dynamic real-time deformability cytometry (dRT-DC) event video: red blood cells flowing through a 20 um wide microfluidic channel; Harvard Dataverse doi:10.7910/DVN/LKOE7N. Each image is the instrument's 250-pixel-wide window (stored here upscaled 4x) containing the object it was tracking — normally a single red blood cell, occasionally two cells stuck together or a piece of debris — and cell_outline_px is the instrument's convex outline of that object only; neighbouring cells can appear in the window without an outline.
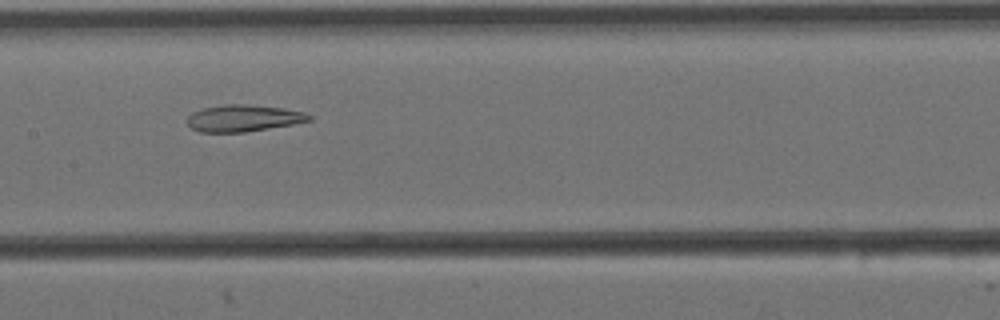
{"species": "Egyptian fruit bat (a non-hibernating species)", "species_latin": "Rousettus aegyptiacus", "temperature_condition": "cold", "stored_images_in_passage": 8, "camera_frame_rate_fps": 3000, "um_per_image_px": 0.085, "animal": {"sex": "female"}, "frame": {"image": 1, "passage_image": 7, "time_ms": 2.0, "image_size_px": [1000, 320], "cell_outline_px": [[312, 120], [292, 124], [244, 132], [200, 132], [192, 128], [188, 124], [188, 116], [192, 112], [200, 108], [224, 104], [244, 104], [284, 108], [304, 112], [312, 116]], "centroid_in_image_um": [20.67, 10.03], "position_along_channel_um": 186.7, "area_um2": 18.96}}
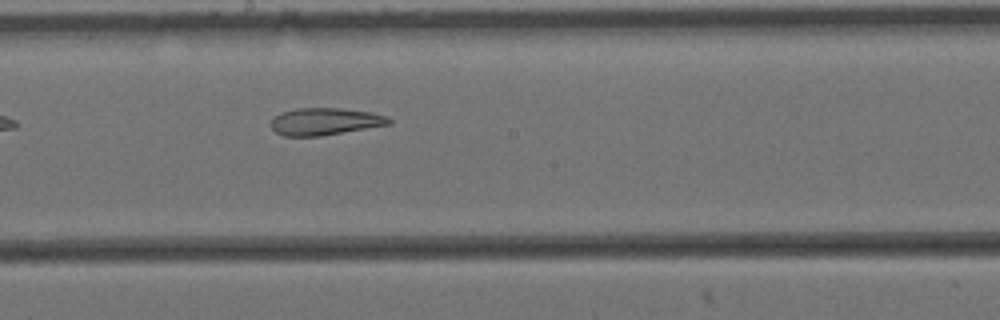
{"frame": {"image": 2, "passage_image": 8, "time_ms": 2.333, "image_size_px": [1000, 320], "cell_outline_px": [[392, 124], [320, 136], [284, 136], [276, 132], [272, 128], [272, 120], [280, 112], [296, 108], [340, 108], [372, 112], [388, 116], [392, 120]], "centroid_in_image_um": [27.66, 10.32], "position_along_channel_um": 220.5, "area_um2": 18.73}}